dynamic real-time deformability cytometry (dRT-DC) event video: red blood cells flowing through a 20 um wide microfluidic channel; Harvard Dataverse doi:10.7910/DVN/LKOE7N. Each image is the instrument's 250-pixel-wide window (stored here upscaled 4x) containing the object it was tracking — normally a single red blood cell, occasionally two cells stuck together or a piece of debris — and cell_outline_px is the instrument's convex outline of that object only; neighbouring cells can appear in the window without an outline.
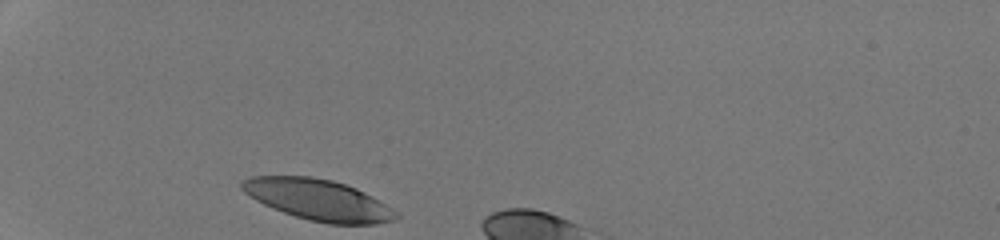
{"species": "human", "species_latin": "Homo sapiens", "temperature_condition": "room temperature", "stored_images_in_passage": 6, "camera_frame_rate_fps": 3000, "um_per_image_px": 0.085, "donor": {"sex": "male"}, "frame": {"image": 1, "passage_image": 1, "time_ms": 0.0, "image_size_px": [1000, 240], "cell_outline_px": [[400, 216], [396, 220], [376, 224], [328, 224], [308, 220], [284, 212], [264, 204], [248, 196], [240, 188], [240, 180], [252, 176], [312, 176], [332, 180], [356, 188], [372, 196], [396, 212]], "centroid_in_image_um": [27.02, 16.98], "position_along_channel_um": 58.0, "area_um2": 36.76}}